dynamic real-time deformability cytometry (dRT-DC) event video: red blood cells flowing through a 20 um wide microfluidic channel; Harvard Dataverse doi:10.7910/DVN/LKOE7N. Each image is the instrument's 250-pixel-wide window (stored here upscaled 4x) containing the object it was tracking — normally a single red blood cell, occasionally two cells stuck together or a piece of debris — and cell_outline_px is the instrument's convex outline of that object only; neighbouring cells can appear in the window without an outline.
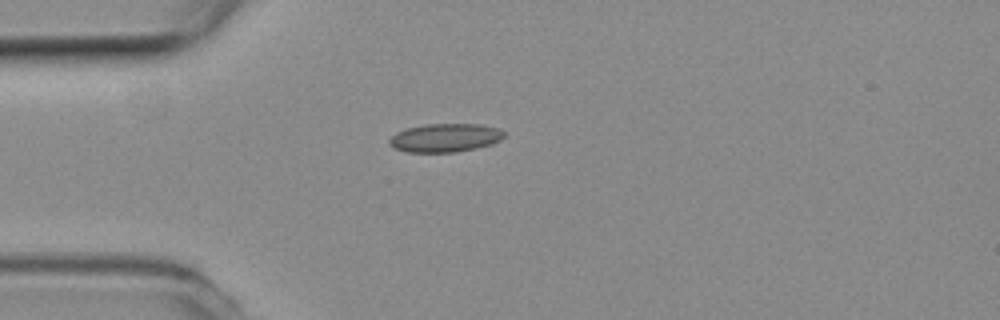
{"species": "common noctule bat (a hibernating species)", "species_latin": "Nyctalus noctula", "temperature_condition": "room temperature", "stored_images_in_passage": 1, "camera_frame_rate_fps": 3000, "um_per_image_px": 0.085, "animal": {"sex": "female", "body_mass_g": 19.3, "forearm_length_mm": 54.1}, "frame": {"image": 1, "passage_image": 1, "time_ms": 0.0, "image_size_px": [1000, 320], "cell_outline_px": [[504, 136], [500, 140], [492, 144], [476, 148], [456, 152], [408, 152], [392, 148], [388, 144], [388, 140], [396, 132], [408, 128], [424, 124], [480, 124], [496, 128], [504, 132]], "centroid_in_image_um": [37.8, 11.72], "position_along_channel_um": 47.2, "area_um2": 19.07}}